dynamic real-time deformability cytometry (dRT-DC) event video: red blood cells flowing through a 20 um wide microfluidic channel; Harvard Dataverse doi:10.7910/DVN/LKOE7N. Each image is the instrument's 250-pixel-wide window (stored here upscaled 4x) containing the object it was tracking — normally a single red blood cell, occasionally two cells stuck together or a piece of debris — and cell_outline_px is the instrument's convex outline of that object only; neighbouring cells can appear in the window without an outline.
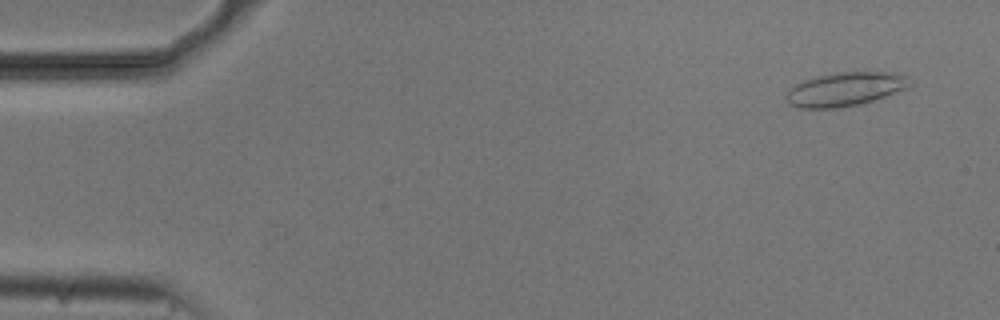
{"species": "common noctule bat (a hibernating species)", "species_latin": "Nyctalus noctula", "temperature_condition": "cold", "stored_images_in_passage": 53, "camera_frame_rate_fps": 3000, "um_per_image_px": 0.085, "animal": {"sex": "male", "body_mass_g": 20.5, "forearm_length_mm": 52.5}, "frame": {"image": 1, "passage_image": 3, "time_ms": 0.667, "image_size_px": [1000, 320], "cell_outline_px": [[912, 84], [904, 88], [884, 96], [872, 100], [856, 104], [836, 108], [800, 108], [788, 104], [784, 96], [796, 84], [804, 80], [836, 72], [896, 72], [908, 76]], "centroid_in_image_um": [71.82, 7.57], "position_along_channel_um": 13.2, "area_um2": 23.99}}
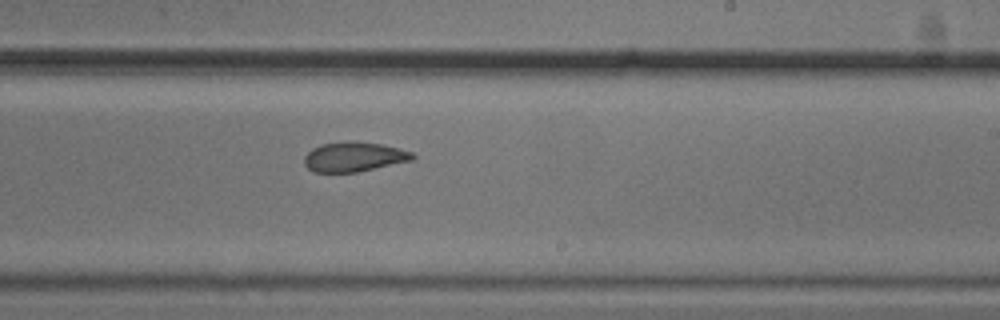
{"frame": {"image": 2, "passage_image": 32, "time_ms": 10.333, "image_size_px": [1000, 320], "cell_outline_px": [[416, 156], [412, 160], [356, 172], [312, 172], [304, 164], [304, 156], [312, 148], [320, 144], [356, 140], [384, 144], [400, 148], [412, 152]], "centroid_in_image_um": [30.08, 13.31], "position_along_channel_um": 258.9, "area_um2": 18.9}}
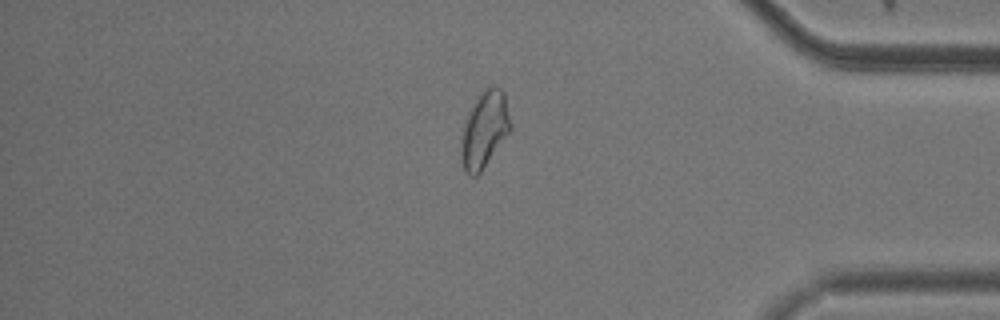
{"frame": {"image": 3, "passage_image": 45, "time_ms": 14.667, "image_size_px": [1000, 320], "cell_outline_px": [[512, 128], [480, 172], [476, 176], [468, 176], [464, 172], [460, 160], [460, 136], [464, 124], [472, 104], [476, 96], [488, 88], [496, 84], [504, 92], [512, 124]], "centroid_in_image_um": [41.15, 11.02], "position_along_channel_um": 394.0, "area_um2": 22.2}, "authors_computed_cell_mechanics": {"area_um2": 20.6924, "velocity_mm_per_s": 3.7238, "shape_relaxation_time_tau1_ms": null, "shape_relaxation_time_tau2_ms": 2.6813, "deformation_change_tau1": null, "deformation_change_tau2": 0.0659}}